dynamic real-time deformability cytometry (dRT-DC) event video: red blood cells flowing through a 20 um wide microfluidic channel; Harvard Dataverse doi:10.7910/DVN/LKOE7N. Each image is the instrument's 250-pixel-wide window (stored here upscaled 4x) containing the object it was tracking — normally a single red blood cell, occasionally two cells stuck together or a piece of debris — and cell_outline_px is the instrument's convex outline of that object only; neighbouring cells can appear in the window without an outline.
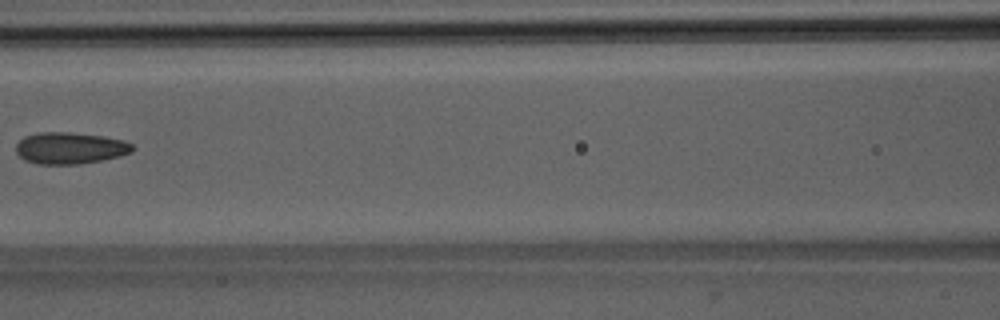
{"species": "Egyptian fruit bat (a non-hibernating species)", "species_latin": "Rousettus aegyptiacus", "temperature_condition": "room temperature", "stored_images_in_passage": 4, "camera_frame_rate_fps": 3000, "um_per_image_px": 0.085, "animal": {"sex": "male"}, "frame": {"image": 1, "passage_image": 3, "time_ms": 2.333, "image_size_px": [1000, 320], "cell_outline_px": [[136, 148], [132, 152], [120, 156], [80, 164], [40, 164], [24, 160], [16, 152], [16, 144], [24, 136], [40, 132], [68, 132], [104, 136], [124, 140], [132, 144]], "centroid_in_image_um": [5.97, 12.58], "position_along_channel_um": 160.6, "area_um2": 21.56}}